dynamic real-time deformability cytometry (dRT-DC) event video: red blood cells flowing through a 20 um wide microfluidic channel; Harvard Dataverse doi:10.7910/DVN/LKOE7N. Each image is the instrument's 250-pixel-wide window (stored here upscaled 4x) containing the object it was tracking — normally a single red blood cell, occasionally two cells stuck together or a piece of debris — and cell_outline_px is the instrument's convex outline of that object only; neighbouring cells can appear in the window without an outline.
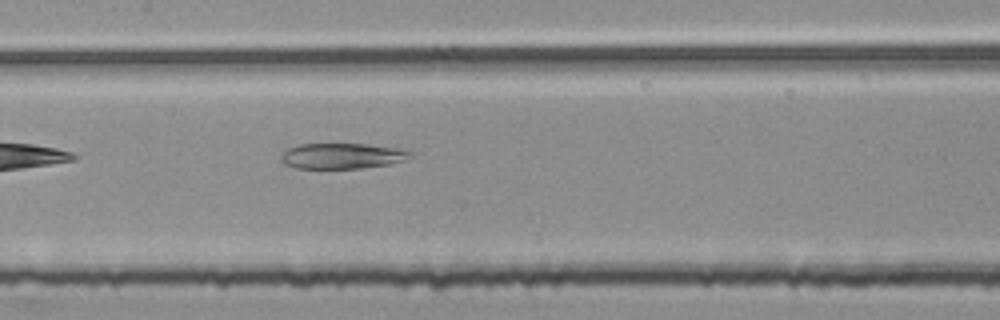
{"species": "common noctule bat (a hibernating species)", "species_latin": "Nyctalus noctula", "temperature_condition": "room temperature", "stored_images_in_passage": 5, "camera_frame_rate_fps": 3000, "um_per_image_px": 0.085, "animal": {"sex": "female", "body_mass_g": 25.1}, "frame": {"image": 1, "passage_image": 5, "time_ms": 1.333, "image_size_px": [1000, 320], "cell_outline_px": [[412, 156], [404, 160], [392, 164], [360, 168], [296, 168], [284, 164], [280, 160], [280, 156], [288, 148], [300, 144], [368, 144], [408, 148], [412, 152]], "centroid_in_image_um": [29.15, 13.24], "position_along_channel_um": 178.2, "area_um2": 19.59}}